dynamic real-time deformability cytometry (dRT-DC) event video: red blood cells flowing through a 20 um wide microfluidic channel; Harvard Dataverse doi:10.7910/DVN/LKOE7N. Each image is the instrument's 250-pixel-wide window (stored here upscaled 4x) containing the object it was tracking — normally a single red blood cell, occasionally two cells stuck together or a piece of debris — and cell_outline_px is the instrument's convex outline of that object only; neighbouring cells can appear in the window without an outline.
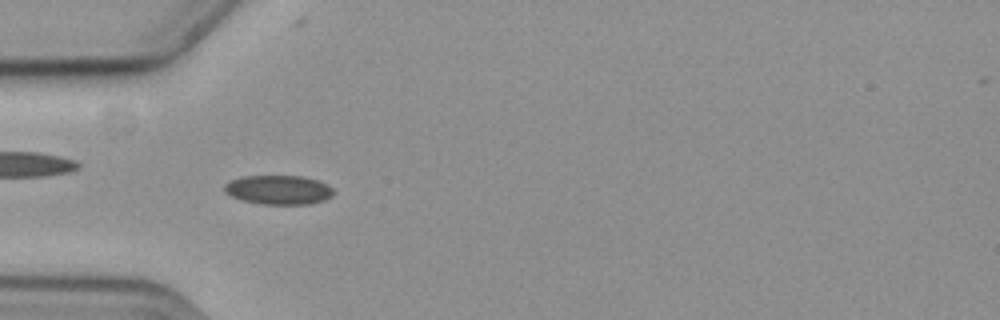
{"species": "common noctule bat (a hibernating species)", "species_latin": "Nyctalus noctula", "temperature_condition": "cold", "stored_images_in_passage": 49, "camera_frame_rate_fps": 3000, "um_per_image_px": 0.085, "animal": {"sex": "female", "body_mass_g": 19.3, "forearm_length_mm": 54.1}, "frame": {"image": 1, "passage_image": 9, "time_ms": 2.667, "image_size_px": [1000, 320], "cell_outline_px": [[332, 196], [324, 200], [308, 204], [260, 204], [240, 200], [224, 192], [224, 184], [240, 176], [300, 176], [316, 180], [328, 184], [332, 188]], "centroid_in_image_um": [23.64, 16.14], "position_along_channel_um": 61.4, "area_um2": 18.55}}
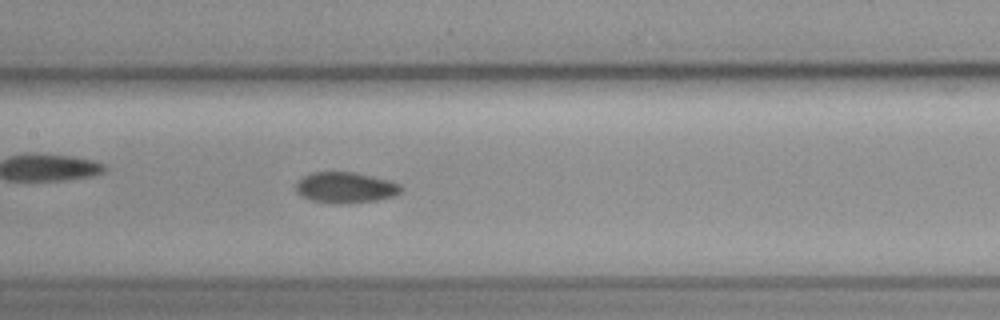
{"frame": {"image": 2, "passage_image": 19, "time_ms": 6.0, "image_size_px": [1000, 320], "cell_outline_px": [[404, 188], [400, 192], [392, 196], [376, 200], [340, 204], [332, 204], [308, 200], [300, 196], [296, 192], [296, 184], [304, 176], [312, 172], [352, 172], [388, 180], [400, 184]], "centroid_in_image_um": [29.32, 15.96], "position_along_channel_um": 178.1, "area_um2": 18.9}}
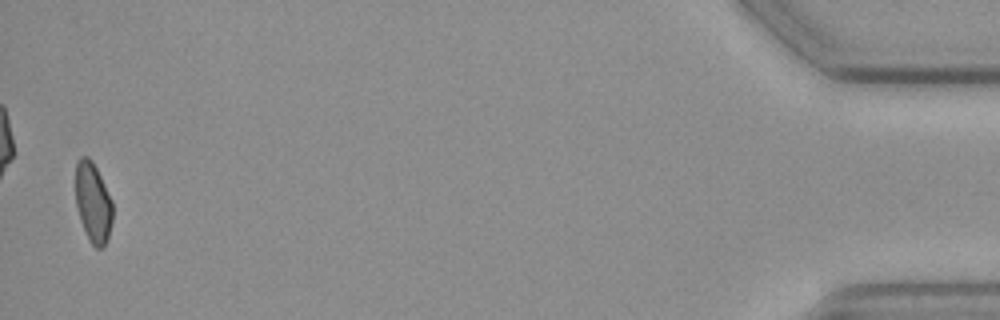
{"frame": {"image": 3, "passage_image": 48, "time_ms": 15.667, "image_size_px": [1000, 320], "cell_outline_px": [[112, 220], [108, 240], [104, 248], [96, 248], [88, 240], [80, 220], [76, 204], [76, 160], [80, 156], [88, 156], [92, 160], [112, 200]], "centroid_in_image_um": [7.9, 17.23], "position_along_channel_um": 427.3, "area_um2": 17.4}}